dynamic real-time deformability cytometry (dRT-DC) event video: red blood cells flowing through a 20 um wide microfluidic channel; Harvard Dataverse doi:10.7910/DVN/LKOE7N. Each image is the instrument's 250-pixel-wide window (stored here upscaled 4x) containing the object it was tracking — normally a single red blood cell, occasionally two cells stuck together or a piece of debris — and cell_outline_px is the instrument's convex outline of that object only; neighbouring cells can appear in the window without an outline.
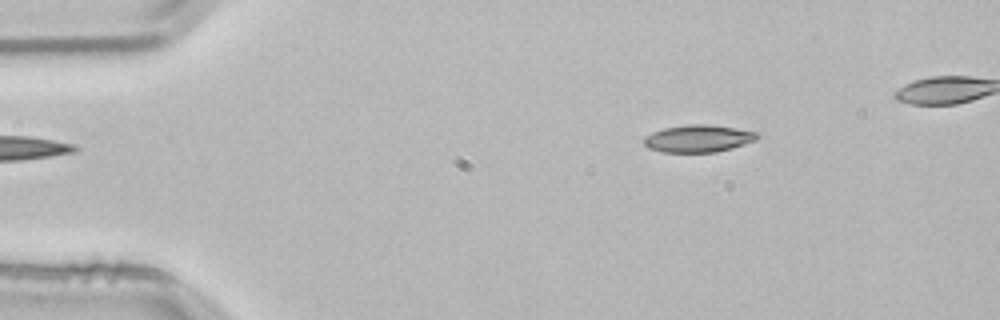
{"species": "common noctule bat (a hibernating species)", "species_latin": "Nyctalus noctula", "temperature_condition": "room temperature", "stored_images_in_passage": 3, "camera_frame_rate_fps": 3000, "um_per_image_px": 0.085, "animal": {"sex": "male", "body_mass_g": 21.5, "forearm_length_mm": 52.0}, "frame": {"image": 1, "passage_image": 3, "time_ms": 0.667, "image_size_px": [1000, 320], "cell_outline_px": [[760, 136], [756, 140], [732, 148], [716, 152], [660, 152], [648, 148], [644, 144], [644, 136], [652, 132], [664, 128], [688, 124], [708, 124], [736, 128], [756, 132]], "centroid_in_image_um": [59.33, 11.77], "position_along_channel_um": 25.7, "area_um2": 18.09}}